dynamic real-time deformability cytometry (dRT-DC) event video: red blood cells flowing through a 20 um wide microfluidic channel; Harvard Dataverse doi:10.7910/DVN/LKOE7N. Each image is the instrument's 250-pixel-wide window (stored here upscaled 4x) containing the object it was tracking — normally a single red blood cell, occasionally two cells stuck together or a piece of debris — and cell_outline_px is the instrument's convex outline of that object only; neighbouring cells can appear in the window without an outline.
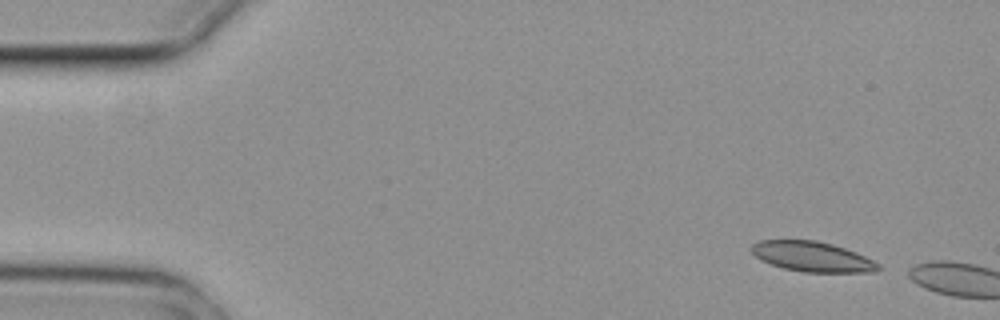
{"species": "common noctule bat (a hibernating species)", "species_latin": "Nyctalus noctula", "temperature_condition": "cold", "stored_images_in_passage": 2, "camera_frame_rate_fps": 3000, "um_per_image_px": 0.085, "animal": {"sex": "female", "body_mass_g": 29.2, "forearm_length_mm": 56.3}, "frame": {"image": 1, "passage_image": 1, "time_ms": 0.0, "image_size_px": [1000, 320], "cell_outline_px": [[880, 268], [876, 272], [804, 272], [784, 268], [760, 260], [752, 252], [752, 244], [760, 240], [816, 240], [832, 244], [856, 252], [880, 264]], "centroid_in_image_um": [69.05, 21.81], "position_along_channel_um": 15.9, "area_um2": 22.08}}